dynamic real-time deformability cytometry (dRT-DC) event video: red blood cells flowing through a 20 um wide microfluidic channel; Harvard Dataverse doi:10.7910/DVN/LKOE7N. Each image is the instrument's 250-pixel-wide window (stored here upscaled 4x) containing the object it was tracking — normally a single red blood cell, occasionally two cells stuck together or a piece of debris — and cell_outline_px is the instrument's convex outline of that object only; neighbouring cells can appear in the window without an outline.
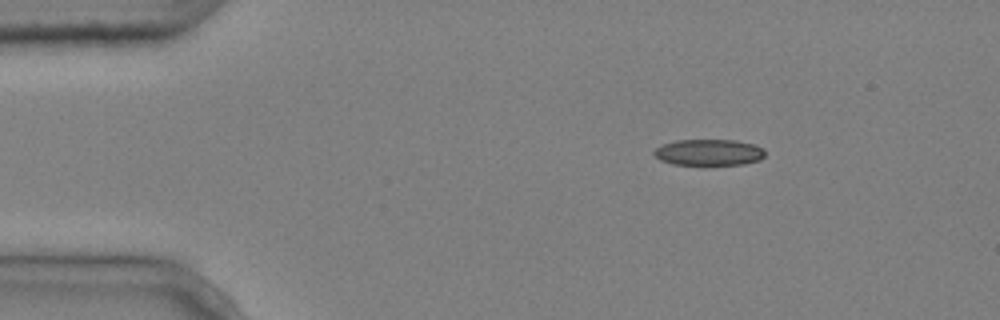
{"species": "common noctule bat (a hibernating species)", "species_latin": "Nyctalus noctula", "temperature_condition": "cold", "stored_images_in_passage": 3, "camera_frame_rate_fps": 3000, "um_per_image_px": 0.085, "animal": {"sex": "male", "body_mass_g": 20.4}, "frame": {"image": 1, "passage_image": 1, "time_ms": 0.0, "image_size_px": [1000, 320], "cell_outline_px": [[764, 156], [760, 160], [744, 164], [672, 164], [660, 160], [652, 152], [660, 144], [676, 140], [736, 140], [752, 144], [764, 148]], "centroid_in_image_um": [60.23, 12.94], "position_along_channel_um": 24.8, "area_um2": 16.94}}
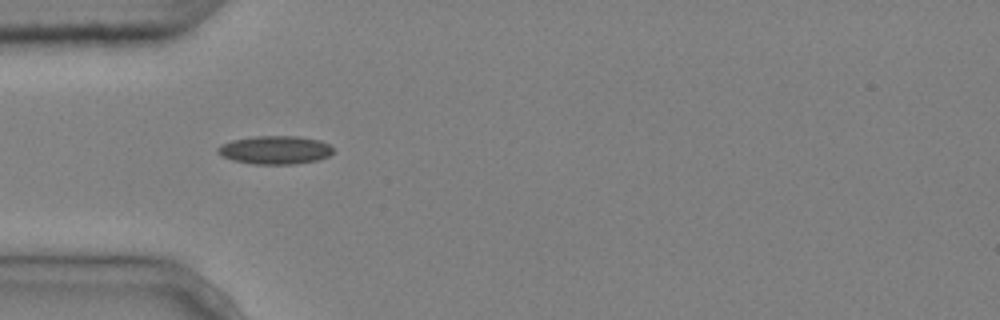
{"frame": {"image": 2, "passage_image": 2, "time_ms": 0.333, "image_size_px": [1000, 320], "cell_outline_px": [[332, 152], [328, 156], [316, 160], [296, 164], [252, 164], [232, 160], [216, 152], [216, 148], [220, 144], [232, 140], [256, 136], [296, 136], [320, 140], [328, 144], [332, 148]], "centroid_in_image_um": [23.35, 12.75], "position_along_channel_um": 61.7, "area_um2": 19.02}}